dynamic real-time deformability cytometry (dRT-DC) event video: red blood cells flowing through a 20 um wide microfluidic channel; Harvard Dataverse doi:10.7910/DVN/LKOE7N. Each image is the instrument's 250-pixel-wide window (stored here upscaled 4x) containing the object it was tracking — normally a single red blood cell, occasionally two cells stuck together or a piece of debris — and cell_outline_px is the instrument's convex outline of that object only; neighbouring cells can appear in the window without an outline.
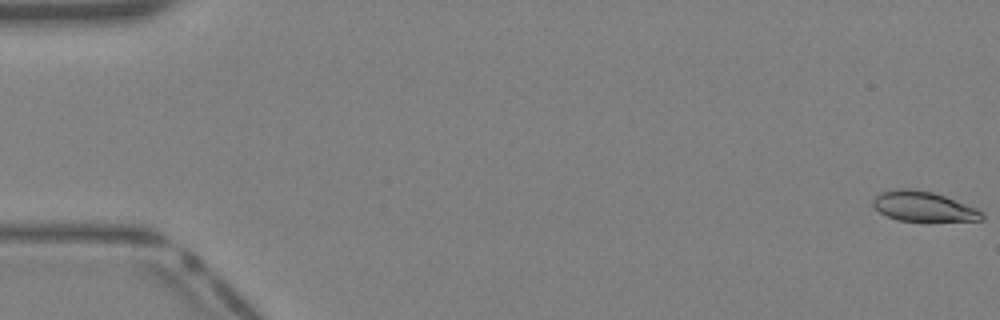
{"species": "Egyptian fruit bat (a non-hibernating species)", "species_latin": "Rousettus aegyptiacus", "temperature_condition": "warm", "stored_images_in_passage": 14, "camera_frame_rate_fps": 3000, "um_per_image_px": 0.085, "animal": {"sex": "female"}, "frame": {"image": 1, "passage_image": 1, "time_ms": 0.0, "image_size_px": [1000, 320], "cell_outline_px": [[984, 220], [896, 220], [880, 212], [872, 204], [872, 200], [880, 192], [896, 188], [908, 188], [932, 192], [944, 196], [976, 208], [984, 212]], "centroid_in_image_um": [78.47, 17.53], "position_along_channel_um": 6.5, "area_um2": 18.67}}
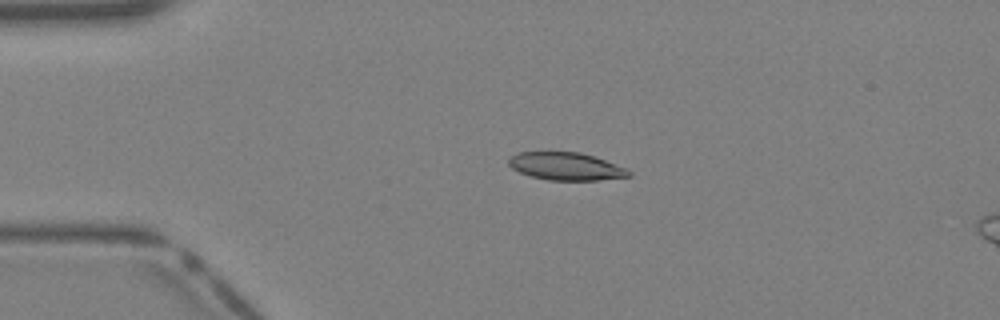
{"frame": {"image": 2, "passage_image": 10, "time_ms": 3.0, "image_size_px": [1000, 320], "cell_outline_px": [[632, 176], [596, 180], [548, 180], [532, 176], [520, 172], [512, 168], [508, 164], [508, 156], [520, 152], [580, 152], [628, 168], [632, 172]], "centroid_in_image_um": [48.11, 14.13], "position_along_channel_um": 36.9, "area_um2": 19.36}}